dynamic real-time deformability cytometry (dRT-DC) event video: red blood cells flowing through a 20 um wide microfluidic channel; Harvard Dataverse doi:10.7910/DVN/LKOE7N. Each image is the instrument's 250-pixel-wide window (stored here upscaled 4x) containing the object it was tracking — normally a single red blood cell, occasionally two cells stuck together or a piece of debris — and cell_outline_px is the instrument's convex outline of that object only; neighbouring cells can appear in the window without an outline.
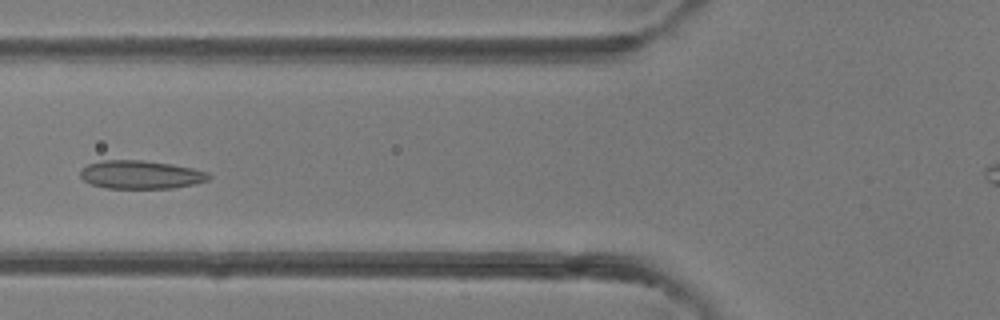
{"species": "common noctule bat (a hibernating species)", "species_latin": "Nyctalus noctula", "temperature_condition": "room temperature", "stored_images_in_passage": 5, "camera_frame_rate_fps": 3000, "um_per_image_px": 0.085, "animal": {"sex": "female"}, "frame": {"image": 1, "passage_image": 5, "time_ms": 5.333, "image_size_px": [1000, 320], "cell_outline_px": [[212, 176], [208, 180], [196, 184], [172, 188], [104, 188], [92, 184], [84, 180], [80, 176], [80, 172], [88, 164], [104, 160], [144, 160], [172, 164], [192, 168], [208, 172]], "centroid_in_image_um": [12.0, 14.85], "position_along_channel_um": 113.8, "area_um2": 21.21}}